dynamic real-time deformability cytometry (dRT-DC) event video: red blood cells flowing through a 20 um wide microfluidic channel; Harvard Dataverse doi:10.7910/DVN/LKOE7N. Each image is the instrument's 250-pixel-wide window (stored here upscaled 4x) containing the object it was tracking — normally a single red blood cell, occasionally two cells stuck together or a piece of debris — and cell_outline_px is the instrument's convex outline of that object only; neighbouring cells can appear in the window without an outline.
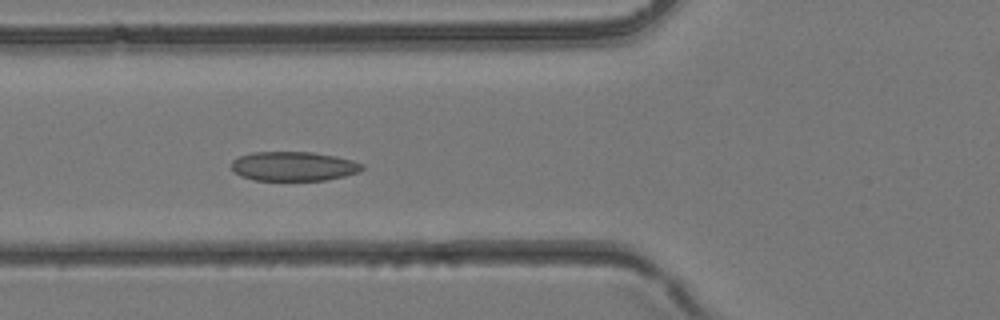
{"species": "common noctule bat (a hibernating species)", "species_latin": "Nyctalus noctula", "temperature_condition": "room temperature", "stored_images_in_passage": 29, "camera_frame_rate_fps": 3000, "um_per_image_px": 0.085, "animal": {"sex": "female", "body_mass_g": 24.6, "forearm_length_mm": 56.2}, "frame": {"image": 1, "passage_image": 3, "time_ms": 0.667, "image_size_px": [1000, 320], "cell_outline_px": [[364, 168], [360, 172], [344, 176], [324, 180], [256, 180], [240, 176], [232, 168], [232, 160], [240, 156], [252, 152], [312, 152], [336, 156], [352, 160], [364, 164]], "centroid_in_image_um": [24.98, 14.13], "position_along_channel_um": 100.8, "area_um2": 22.31}}
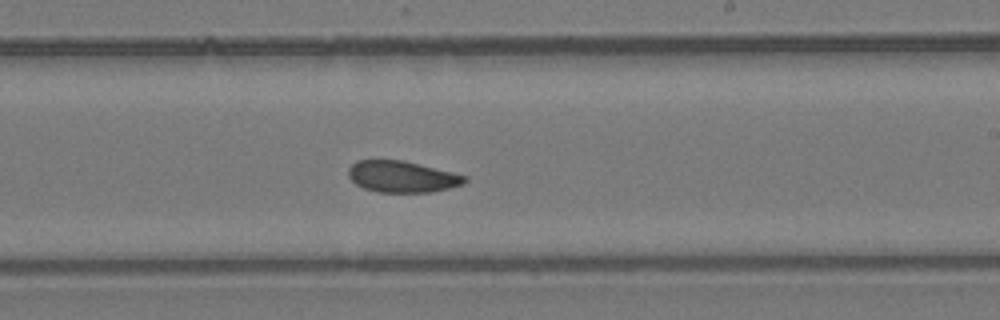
{"frame": {"image": 2, "passage_image": 12, "time_ms": 3.667, "image_size_px": [1000, 320], "cell_outline_px": [[468, 180], [464, 184], [432, 192], [380, 192], [364, 188], [356, 184], [348, 176], [348, 168], [356, 160], [404, 160], [468, 176]], "centroid_in_image_um": [34.19, 15.01], "position_along_channel_um": 254.8, "area_um2": 21.33}}
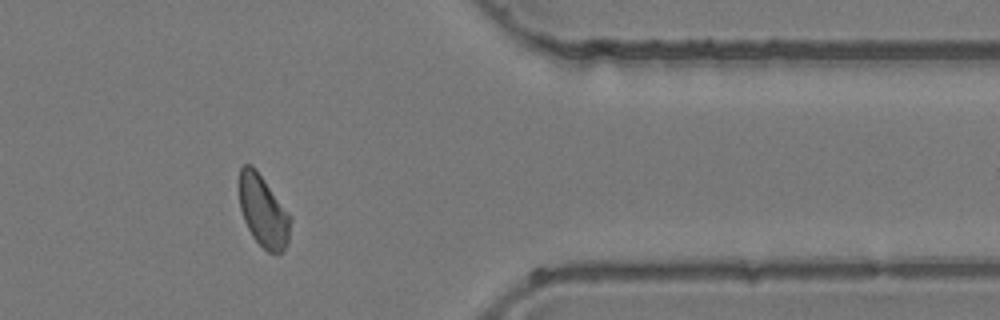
{"frame": {"image": 3, "passage_image": 21, "time_ms": 6.667, "image_size_px": [1000, 320], "cell_outline_px": [[292, 220], [288, 240], [284, 252], [268, 252], [252, 236], [244, 220], [240, 208], [240, 168], [244, 164], [252, 164], [256, 168], [292, 216]], "centroid_in_image_um": [22.4, 17.93], "position_along_channel_um": 389.0, "area_um2": 21.44}}